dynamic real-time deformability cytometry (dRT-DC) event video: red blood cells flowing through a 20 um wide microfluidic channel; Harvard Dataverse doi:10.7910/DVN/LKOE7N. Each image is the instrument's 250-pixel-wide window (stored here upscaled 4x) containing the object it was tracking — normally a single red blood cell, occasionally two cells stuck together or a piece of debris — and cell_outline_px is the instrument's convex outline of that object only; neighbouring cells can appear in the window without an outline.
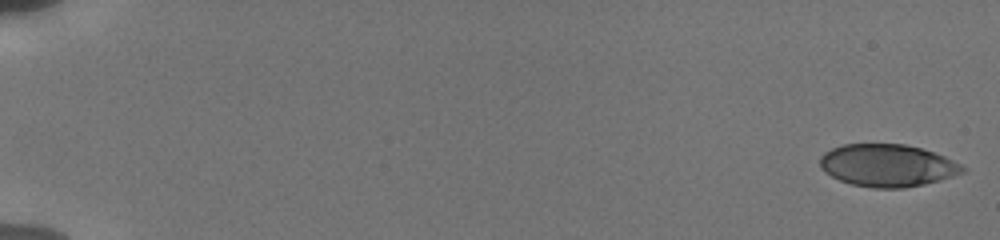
{"species": "human", "species_latin": "Homo sapiens", "temperature_condition": "cold", "stored_images_in_passage": 55, "camera_frame_rate_fps": 3000, "um_per_image_px": 0.085, "donor": {"sex": "male"}, "frame": {"image": 1, "passage_image": 1, "time_ms": 0.0, "image_size_px": [1000, 240], "cell_outline_px": [[968, 168], [964, 172], [940, 180], [924, 184], [904, 188], [872, 188], [852, 184], [840, 180], [824, 172], [820, 168], [820, 156], [824, 152], [832, 148], [844, 144], [904, 144], [920, 148], [944, 156]], "centroid_in_image_um": [75.41, 14.06], "position_along_channel_um": 9.6, "area_um2": 35.2}}
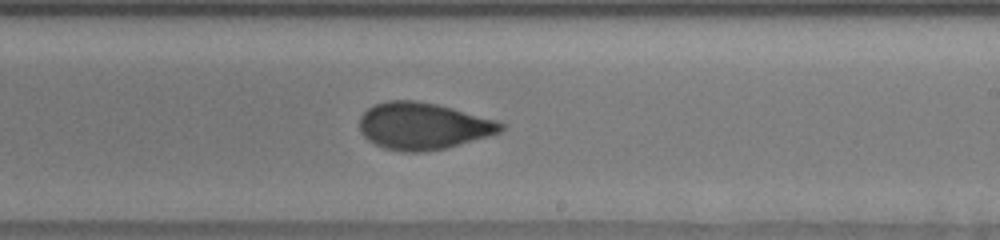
{"frame": {"image": 2, "passage_image": 35, "time_ms": 11.333, "image_size_px": [1000, 240], "cell_outline_px": [[508, 124], [500, 132], [488, 136], [444, 148], [424, 152], [404, 152], [384, 148], [368, 140], [360, 132], [360, 116], [372, 104], [388, 100], [416, 100], [436, 104], [500, 120]], "centroid_in_image_um": [35.97, 10.7], "position_along_channel_um": 253.0, "area_um2": 38.84}}
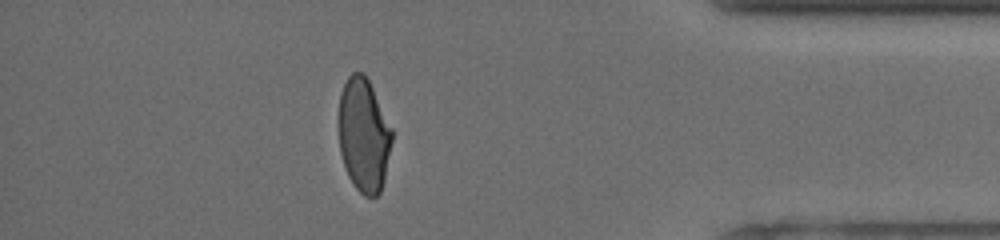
{"frame": {"image": 3, "passage_image": 49, "time_ms": 16.0, "image_size_px": [1000, 240], "cell_outline_px": [[392, 140], [384, 180], [380, 192], [376, 196], [364, 196], [356, 188], [348, 176], [340, 152], [336, 124], [340, 92], [348, 76], [352, 72], [364, 72], [392, 128]], "centroid_in_image_um": [30.87, 11.46], "position_along_channel_um": 404.3, "area_um2": 35.72}, "authors_computed_cell_mechanics": {"area_um2": 37.7434, "velocity_mm_per_s": 3.8409, "shape_relaxation_time_tau1_ms": 7.0065, "shape_relaxation_time_tau2_ms": 1.1328, "deformation_change_tau1": 0.1882, "deformation_change_tau2": 0.0622}}